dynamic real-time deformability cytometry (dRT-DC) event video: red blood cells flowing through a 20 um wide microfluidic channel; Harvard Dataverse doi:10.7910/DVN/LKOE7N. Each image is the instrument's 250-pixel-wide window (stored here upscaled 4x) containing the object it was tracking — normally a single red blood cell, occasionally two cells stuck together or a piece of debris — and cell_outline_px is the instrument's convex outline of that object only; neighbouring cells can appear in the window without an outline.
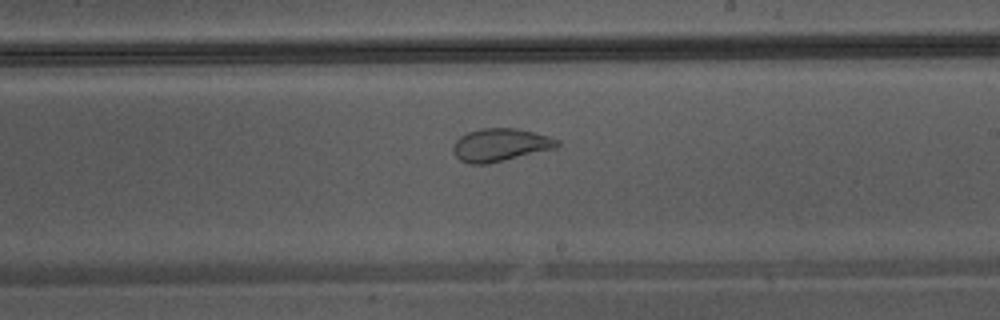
{"species": "Egyptian fruit bat (a non-hibernating species)", "species_latin": "Rousettus aegyptiacus", "temperature_condition": "warm", "stored_images_in_passage": 42, "camera_frame_rate_fps": 3000, "um_per_image_px": 0.085, "animal": {"sex": "male"}, "frame": {"image": 1, "passage_image": 24, "time_ms": 7.667, "image_size_px": [1000, 320], "cell_outline_px": [[560, 144], [556, 148], [484, 164], [468, 164], [460, 160], [456, 156], [452, 148], [456, 140], [460, 136], [468, 132], [480, 128], [516, 128], [548, 136], [560, 140]], "centroid_in_image_um": [42.51, 12.31], "position_along_channel_um": 246.5, "area_um2": 19.71}}